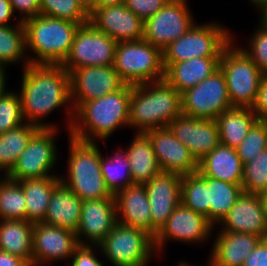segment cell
I'll return each instance as SVG.
<instances>
[{
	"label": "cell",
	"mask_w": 267,
	"mask_h": 266,
	"mask_svg": "<svg viewBox=\"0 0 267 266\" xmlns=\"http://www.w3.org/2000/svg\"><path fill=\"white\" fill-rule=\"evenodd\" d=\"M21 92L25 121L41 128L57 129L41 119L71 102L70 74L60 64H29L23 67Z\"/></svg>",
	"instance_id": "cell-1"
},
{
	"label": "cell",
	"mask_w": 267,
	"mask_h": 266,
	"mask_svg": "<svg viewBox=\"0 0 267 266\" xmlns=\"http://www.w3.org/2000/svg\"><path fill=\"white\" fill-rule=\"evenodd\" d=\"M131 85L120 90L82 103L74 111L69 135L75 139L95 142L107 139L117 128L129 127V101ZM97 137V138H96Z\"/></svg>",
	"instance_id": "cell-2"
},
{
	"label": "cell",
	"mask_w": 267,
	"mask_h": 266,
	"mask_svg": "<svg viewBox=\"0 0 267 266\" xmlns=\"http://www.w3.org/2000/svg\"><path fill=\"white\" fill-rule=\"evenodd\" d=\"M23 25L26 49H30L37 56V59H24L27 67L29 64H61L82 24L40 14L24 20Z\"/></svg>",
	"instance_id": "cell-3"
},
{
	"label": "cell",
	"mask_w": 267,
	"mask_h": 266,
	"mask_svg": "<svg viewBox=\"0 0 267 266\" xmlns=\"http://www.w3.org/2000/svg\"><path fill=\"white\" fill-rule=\"evenodd\" d=\"M69 138L68 180L60 176L61 182L82 201L111 198L113 195L106 188L101 172L97 144Z\"/></svg>",
	"instance_id": "cell-4"
},
{
	"label": "cell",
	"mask_w": 267,
	"mask_h": 266,
	"mask_svg": "<svg viewBox=\"0 0 267 266\" xmlns=\"http://www.w3.org/2000/svg\"><path fill=\"white\" fill-rule=\"evenodd\" d=\"M113 66L130 85L157 82L165 75L163 51L144 39L118 42Z\"/></svg>",
	"instance_id": "cell-5"
},
{
	"label": "cell",
	"mask_w": 267,
	"mask_h": 266,
	"mask_svg": "<svg viewBox=\"0 0 267 266\" xmlns=\"http://www.w3.org/2000/svg\"><path fill=\"white\" fill-rule=\"evenodd\" d=\"M220 25L213 22L194 24L183 36L172 41L163 50L164 68L194 57H221L233 37L229 30Z\"/></svg>",
	"instance_id": "cell-6"
},
{
	"label": "cell",
	"mask_w": 267,
	"mask_h": 266,
	"mask_svg": "<svg viewBox=\"0 0 267 266\" xmlns=\"http://www.w3.org/2000/svg\"><path fill=\"white\" fill-rule=\"evenodd\" d=\"M231 42L220 58L219 68L226 79L233 107L252 108L256 102L259 85L264 75L240 47Z\"/></svg>",
	"instance_id": "cell-7"
},
{
	"label": "cell",
	"mask_w": 267,
	"mask_h": 266,
	"mask_svg": "<svg viewBox=\"0 0 267 266\" xmlns=\"http://www.w3.org/2000/svg\"><path fill=\"white\" fill-rule=\"evenodd\" d=\"M114 266H147L155 252L154 238L146 231L117 223L98 245ZM148 262V263H147Z\"/></svg>",
	"instance_id": "cell-8"
},
{
	"label": "cell",
	"mask_w": 267,
	"mask_h": 266,
	"mask_svg": "<svg viewBox=\"0 0 267 266\" xmlns=\"http://www.w3.org/2000/svg\"><path fill=\"white\" fill-rule=\"evenodd\" d=\"M117 43L87 22L79 26L72 47L60 65L69 74L79 67L113 65Z\"/></svg>",
	"instance_id": "cell-9"
},
{
	"label": "cell",
	"mask_w": 267,
	"mask_h": 266,
	"mask_svg": "<svg viewBox=\"0 0 267 266\" xmlns=\"http://www.w3.org/2000/svg\"><path fill=\"white\" fill-rule=\"evenodd\" d=\"M181 102L182 114L198 119L215 120L223 111L233 108L226 79L220 68L183 92Z\"/></svg>",
	"instance_id": "cell-10"
},
{
	"label": "cell",
	"mask_w": 267,
	"mask_h": 266,
	"mask_svg": "<svg viewBox=\"0 0 267 266\" xmlns=\"http://www.w3.org/2000/svg\"><path fill=\"white\" fill-rule=\"evenodd\" d=\"M126 83L121 79L113 65L79 67L70 73L71 102L68 109L69 131L74 111L84 102L103 97L120 90ZM72 106V107H71Z\"/></svg>",
	"instance_id": "cell-11"
},
{
	"label": "cell",
	"mask_w": 267,
	"mask_h": 266,
	"mask_svg": "<svg viewBox=\"0 0 267 266\" xmlns=\"http://www.w3.org/2000/svg\"><path fill=\"white\" fill-rule=\"evenodd\" d=\"M58 129L41 128L28 142L20 154L15 166L6 175L12 181L24 179L52 177L50 171L57 161L55 135Z\"/></svg>",
	"instance_id": "cell-12"
},
{
	"label": "cell",
	"mask_w": 267,
	"mask_h": 266,
	"mask_svg": "<svg viewBox=\"0 0 267 266\" xmlns=\"http://www.w3.org/2000/svg\"><path fill=\"white\" fill-rule=\"evenodd\" d=\"M187 0H170L155 15L144 21L143 39L164 50L183 36L195 23L187 8Z\"/></svg>",
	"instance_id": "cell-13"
},
{
	"label": "cell",
	"mask_w": 267,
	"mask_h": 266,
	"mask_svg": "<svg viewBox=\"0 0 267 266\" xmlns=\"http://www.w3.org/2000/svg\"><path fill=\"white\" fill-rule=\"evenodd\" d=\"M182 175L160 172L152 180L144 183L152 218L154 238L181 203Z\"/></svg>",
	"instance_id": "cell-14"
},
{
	"label": "cell",
	"mask_w": 267,
	"mask_h": 266,
	"mask_svg": "<svg viewBox=\"0 0 267 266\" xmlns=\"http://www.w3.org/2000/svg\"><path fill=\"white\" fill-rule=\"evenodd\" d=\"M214 227L205 216L180 203L154 237L155 251L163 249L164 243L170 238L188 243L202 242L209 237Z\"/></svg>",
	"instance_id": "cell-15"
},
{
	"label": "cell",
	"mask_w": 267,
	"mask_h": 266,
	"mask_svg": "<svg viewBox=\"0 0 267 266\" xmlns=\"http://www.w3.org/2000/svg\"><path fill=\"white\" fill-rule=\"evenodd\" d=\"M152 142L161 172L188 175L198 171V161L188 148L177 140L168 127L145 132Z\"/></svg>",
	"instance_id": "cell-16"
},
{
	"label": "cell",
	"mask_w": 267,
	"mask_h": 266,
	"mask_svg": "<svg viewBox=\"0 0 267 266\" xmlns=\"http://www.w3.org/2000/svg\"><path fill=\"white\" fill-rule=\"evenodd\" d=\"M167 127L198 162L220 144V135L215 120L198 119L181 114Z\"/></svg>",
	"instance_id": "cell-17"
},
{
	"label": "cell",
	"mask_w": 267,
	"mask_h": 266,
	"mask_svg": "<svg viewBox=\"0 0 267 266\" xmlns=\"http://www.w3.org/2000/svg\"><path fill=\"white\" fill-rule=\"evenodd\" d=\"M78 246L76 232L43 222L34 223L32 264L35 266L45 265L52 260L68 259Z\"/></svg>",
	"instance_id": "cell-18"
},
{
	"label": "cell",
	"mask_w": 267,
	"mask_h": 266,
	"mask_svg": "<svg viewBox=\"0 0 267 266\" xmlns=\"http://www.w3.org/2000/svg\"><path fill=\"white\" fill-rule=\"evenodd\" d=\"M117 223L114 195L111 198L82 201L81 218L76 231L79 245L92 244L97 247ZM82 235L87 241L83 240Z\"/></svg>",
	"instance_id": "cell-19"
},
{
	"label": "cell",
	"mask_w": 267,
	"mask_h": 266,
	"mask_svg": "<svg viewBox=\"0 0 267 266\" xmlns=\"http://www.w3.org/2000/svg\"><path fill=\"white\" fill-rule=\"evenodd\" d=\"M220 223V232L248 233L267 238V208L259 194L242 192Z\"/></svg>",
	"instance_id": "cell-20"
},
{
	"label": "cell",
	"mask_w": 267,
	"mask_h": 266,
	"mask_svg": "<svg viewBox=\"0 0 267 266\" xmlns=\"http://www.w3.org/2000/svg\"><path fill=\"white\" fill-rule=\"evenodd\" d=\"M89 22L117 42L143 39L144 21L125 4L92 8Z\"/></svg>",
	"instance_id": "cell-21"
},
{
	"label": "cell",
	"mask_w": 267,
	"mask_h": 266,
	"mask_svg": "<svg viewBox=\"0 0 267 266\" xmlns=\"http://www.w3.org/2000/svg\"><path fill=\"white\" fill-rule=\"evenodd\" d=\"M118 223L146 231L152 236V218L143 184H133L115 195Z\"/></svg>",
	"instance_id": "cell-22"
},
{
	"label": "cell",
	"mask_w": 267,
	"mask_h": 266,
	"mask_svg": "<svg viewBox=\"0 0 267 266\" xmlns=\"http://www.w3.org/2000/svg\"><path fill=\"white\" fill-rule=\"evenodd\" d=\"M263 238L236 232H220L215 238L211 266H243L244 261Z\"/></svg>",
	"instance_id": "cell-23"
},
{
	"label": "cell",
	"mask_w": 267,
	"mask_h": 266,
	"mask_svg": "<svg viewBox=\"0 0 267 266\" xmlns=\"http://www.w3.org/2000/svg\"><path fill=\"white\" fill-rule=\"evenodd\" d=\"M221 57H194L172 63L165 69L164 80L180 94L193 88L219 69Z\"/></svg>",
	"instance_id": "cell-24"
},
{
	"label": "cell",
	"mask_w": 267,
	"mask_h": 266,
	"mask_svg": "<svg viewBox=\"0 0 267 266\" xmlns=\"http://www.w3.org/2000/svg\"><path fill=\"white\" fill-rule=\"evenodd\" d=\"M243 168L237 150L223 144H219L198 162V171L203 176L231 184L242 185Z\"/></svg>",
	"instance_id": "cell-25"
},
{
	"label": "cell",
	"mask_w": 267,
	"mask_h": 266,
	"mask_svg": "<svg viewBox=\"0 0 267 266\" xmlns=\"http://www.w3.org/2000/svg\"><path fill=\"white\" fill-rule=\"evenodd\" d=\"M82 200L60 182L54 189L44 224L76 232L81 218Z\"/></svg>",
	"instance_id": "cell-26"
},
{
	"label": "cell",
	"mask_w": 267,
	"mask_h": 266,
	"mask_svg": "<svg viewBox=\"0 0 267 266\" xmlns=\"http://www.w3.org/2000/svg\"><path fill=\"white\" fill-rule=\"evenodd\" d=\"M129 126L137 127V133L157 129L155 82L131 85Z\"/></svg>",
	"instance_id": "cell-27"
},
{
	"label": "cell",
	"mask_w": 267,
	"mask_h": 266,
	"mask_svg": "<svg viewBox=\"0 0 267 266\" xmlns=\"http://www.w3.org/2000/svg\"><path fill=\"white\" fill-rule=\"evenodd\" d=\"M126 149L133 184H144L161 172L152 142L145 133H136Z\"/></svg>",
	"instance_id": "cell-28"
},
{
	"label": "cell",
	"mask_w": 267,
	"mask_h": 266,
	"mask_svg": "<svg viewBox=\"0 0 267 266\" xmlns=\"http://www.w3.org/2000/svg\"><path fill=\"white\" fill-rule=\"evenodd\" d=\"M34 223L26 220H0V250L32 263Z\"/></svg>",
	"instance_id": "cell-29"
},
{
	"label": "cell",
	"mask_w": 267,
	"mask_h": 266,
	"mask_svg": "<svg viewBox=\"0 0 267 266\" xmlns=\"http://www.w3.org/2000/svg\"><path fill=\"white\" fill-rule=\"evenodd\" d=\"M60 182V176L19 181L26 200V221L37 223L44 220L51 195Z\"/></svg>",
	"instance_id": "cell-30"
},
{
	"label": "cell",
	"mask_w": 267,
	"mask_h": 266,
	"mask_svg": "<svg viewBox=\"0 0 267 266\" xmlns=\"http://www.w3.org/2000/svg\"><path fill=\"white\" fill-rule=\"evenodd\" d=\"M215 121L220 135V144L236 149L258 118L252 108L233 107L223 111Z\"/></svg>",
	"instance_id": "cell-31"
},
{
	"label": "cell",
	"mask_w": 267,
	"mask_h": 266,
	"mask_svg": "<svg viewBox=\"0 0 267 266\" xmlns=\"http://www.w3.org/2000/svg\"><path fill=\"white\" fill-rule=\"evenodd\" d=\"M208 187V221L220 224L221 220L235 205L242 194V185L231 184L212 177H207Z\"/></svg>",
	"instance_id": "cell-32"
},
{
	"label": "cell",
	"mask_w": 267,
	"mask_h": 266,
	"mask_svg": "<svg viewBox=\"0 0 267 266\" xmlns=\"http://www.w3.org/2000/svg\"><path fill=\"white\" fill-rule=\"evenodd\" d=\"M39 129L38 126L26 122L0 134V169L4 171V176L15 166L20 154Z\"/></svg>",
	"instance_id": "cell-33"
},
{
	"label": "cell",
	"mask_w": 267,
	"mask_h": 266,
	"mask_svg": "<svg viewBox=\"0 0 267 266\" xmlns=\"http://www.w3.org/2000/svg\"><path fill=\"white\" fill-rule=\"evenodd\" d=\"M100 165L106 188L112 195L133 185L131 167L125 150L115 151L114 156L106 160L100 152Z\"/></svg>",
	"instance_id": "cell-34"
},
{
	"label": "cell",
	"mask_w": 267,
	"mask_h": 266,
	"mask_svg": "<svg viewBox=\"0 0 267 266\" xmlns=\"http://www.w3.org/2000/svg\"><path fill=\"white\" fill-rule=\"evenodd\" d=\"M181 204L208 219L207 176L199 171L184 175L181 180Z\"/></svg>",
	"instance_id": "cell-35"
},
{
	"label": "cell",
	"mask_w": 267,
	"mask_h": 266,
	"mask_svg": "<svg viewBox=\"0 0 267 266\" xmlns=\"http://www.w3.org/2000/svg\"><path fill=\"white\" fill-rule=\"evenodd\" d=\"M16 26V27H15ZM25 29L22 21L16 25L0 26V68L23 60L26 55Z\"/></svg>",
	"instance_id": "cell-36"
},
{
	"label": "cell",
	"mask_w": 267,
	"mask_h": 266,
	"mask_svg": "<svg viewBox=\"0 0 267 266\" xmlns=\"http://www.w3.org/2000/svg\"><path fill=\"white\" fill-rule=\"evenodd\" d=\"M157 128L167 127L182 114L181 94L164 79L155 82Z\"/></svg>",
	"instance_id": "cell-37"
},
{
	"label": "cell",
	"mask_w": 267,
	"mask_h": 266,
	"mask_svg": "<svg viewBox=\"0 0 267 266\" xmlns=\"http://www.w3.org/2000/svg\"><path fill=\"white\" fill-rule=\"evenodd\" d=\"M0 219L26 220V200L22 186L6 176L0 182Z\"/></svg>",
	"instance_id": "cell-38"
},
{
	"label": "cell",
	"mask_w": 267,
	"mask_h": 266,
	"mask_svg": "<svg viewBox=\"0 0 267 266\" xmlns=\"http://www.w3.org/2000/svg\"><path fill=\"white\" fill-rule=\"evenodd\" d=\"M40 14L78 24L89 22V13L76 0H40Z\"/></svg>",
	"instance_id": "cell-39"
},
{
	"label": "cell",
	"mask_w": 267,
	"mask_h": 266,
	"mask_svg": "<svg viewBox=\"0 0 267 266\" xmlns=\"http://www.w3.org/2000/svg\"><path fill=\"white\" fill-rule=\"evenodd\" d=\"M267 188V148L244 164L242 190L260 194Z\"/></svg>",
	"instance_id": "cell-40"
},
{
	"label": "cell",
	"mask_w": 267,
	"mask_h": 266,
	"mask_svg": "<svg viewBox=\"0 0 267 266\" xmlns=\"http://www.w3.org/2000/svg\"><path fill=\"white\" fill-rule=\"evenodd\" d=\"M267 148V121L258 120L249 130L244 140L236 148L243 164Z\"/></svg>",
	"instance_id": "cell-41"
},
{
	"label": "cell",
	"mask_w": 267,
	"mask_h": 266,
	"mask_svg": "<svg viewBox=\"0 0 267 266\" xmlns=\"http://www.w3.org/2000/svg\"><path fill=\"white\" fill-rule=\"evenodd\" d=\"M26 123L19 94L6 92L0 98V134Z\"/></svg>",
	"instance_id": "cell-42"
},
{
	"label": "cell",
	"mask_w": 267,
	"mask_h": 266,
	"mask_svg": "<svg viewBox=\"0 0 267 266\" xmlns=\"http://www.w3.org/2000/svg\"><path fill=\"white\" fill-rule=\"evenodd\" d=\"M257 32L250 37V49H242L247 56L256 64L258 69L267 74V30L261 25Z\"/></svg>",
	"instance_id": "cell-43"
},
{
	"label": "cell",
	"mask_w": 267,
	"mask_h": 266,
	"mask_svg": "<svg viewBox=\"0 0 267 266\" xmlns=\"http://www.w3.org/2000/svg\"><path fill=\"white\" fill-rule=\"evenodd\" d=\"M170 0H125V6L143 21L155 15Z\"/></svg>",
	"instance_id": "cell-44"
},
{
	"label": "cell",
	"mask_w": 267,
	"mask_h": 266,
	"mask_svg": "<svg viewBox=\"0 0 267 266\" xmlns=\"http://www.w3.org/2000/svg\"><path fill=\"white\" fill-rule=\"evenodd\" d=\"M89 245H79L73 255L70 266H103L101 261L94 255L93 247Z\"/></svg>",
	"instance_id": "cell-45"
},
{
	"label": "cell",
	"mask_w": 267,
	"mask_h": 266,
	"mask_svg": "<svg viewBox=\"0 0 267 266\" xmlns=\"http://www.w3.org/2000/svg\"><path fill=\"white\" fill-rule=\"evenodd\" d=\"M252 110L258 120L267 121V74L262 76L257 99Z\"/></svg>",
	"instance_id": "cell-46"
},
{
	"label": "cell",
	"mask_w": 267,
	"mask_h": 266,
	"mask_svg": "<svg viewBox=\"0 0 267 266\" xmlns=\"http://www.w3.org/2000/svg\"><path fill=\"white\" fill-rule=\"evenodd\" d=\"M13 12L19 11L22 13L20 21L40 15V0H9Z\"/></svg>",
	"instance_id": "cell-47"
},
{
	"label": "cell",
	"mask_w": 267,
	"mask_h": 266,
	"mask_svg": "<svg viewBox=\"0 0 267 266\" xmlns=\"http://www.w3.org/2000/svg\"><path fill=\"white\" fill-rule=\"evenodd\" d=\"M243 266H267V238L258 243L244 261Z\"/></svg>",
	"instance_id": "cell-48"
},
{
	"label": "cell",
	"mask_w": 267,
	"mask_h": 266,
	"mask_svg": "<svg viewBox=\"0 0 267 266\" xmlns=\"http://www.w3.org/2000/svg\"><path fill=\"white\" fill-rule=\"evenodd\" d=\"M28 263L15 255L0 250V266H27Z\"/></svg>",
	"instance_id": "cell-49"
},
{
	"label": "cell",
	"mask_w": 267,
	"mask_h": 266,
	"mask_svg": "<svg viewBox=\"0 0 267 266\" xmlns=\"http://www.w3.org/2000/svg\"><path fill=\"white\" fill-rule=\"evenodd\" d=\"M13 9L9 0H0V26L9 25L12 20Z\"/></svg>",
	"instance_id": "cell-50"
},
{
	"label": "cell",
	"mask_w": 267,
	"mask_h": 266,
	"mask_svg": "<svg viewBox=\"0 0 267 266\" xmlns=\"http://www.w3.org/2000/svg\"><path fill=\"white\" fill-rule=\"evenodd\" d=\"M125 0H93L92 8H102L106 6H114L124 4Z\"/></svg>",
	"instance_id": "cell-51"
},
{
	"label": "cell",
	"mask_w": 267,
	"mask_h": 266,
	"mask_svg": "<svg viewBox=\"0 0 267 266\" xmlns=\"http://www.w3.org/2000/svg\"><path fill=\"white\" fill-rule=\"evenodd\" d=\"M6 75L5 70L3 68H0V98L7 92L5 89V81H6Z\"/></svg>",
	"instance_id": "cell-52"
},
{
	"label": "cell",
	"mask_w": 267,
	"mask_h": 266,
	"mask_svg": "<svg viewBox=\"0 0 267 266\" xmlns=\"http://www.w3.org/2000/svg\"><path fill=\"white\" fill-rule=\"evenodd\" d=\"M88 13L92 11L93 0H76Z\"/></svg>",
	"instance_id": "cell-53"
},
{
	"label": "cell",
	"mask_w": 267,
	"mask_h": 266,
	"mask_svg": "<svg viewBox=\"0 0 267 266\" xmlns=\"http://www.w3.org/2000/svg\"><path fill=\"white\" fill-rule=\"evenodd\" d=\"M261 19L259 25L267 30V7L261 11Z\"/></svg>",
	"instance_id": "cell-54"
},
{
	"label": "cell",
	"mask_w": 267,
	"mask_h": 266,
	"mask_svg": "<svg viewBox=\"0 0 267 266\" xmlns=\"http://www.w3.org/2000/svg\"><path fill=\"white\" fill-rule=\"evenodd\" d=\"M260 12L267 7V0H250Z\"/></svg>",
	"instance_id": "cell-55"
},
{
	"label": "cell",
	"mask_w": 267,
	"mask_h": 266,
	"mask_svg": "<svg viewBox=\"0 0 267 266\" xmlns=\"http://www.w3.org/2000/svg\"><path fill=\"white\" fill-rule=\"evenodd\" d=\"M259 195H260L265 207L267 208V188L263 192H261Z\"/></svg>",
	"instance_id": "cell-56"
},
{
	"label": "cell",
	"mask_w": 267,
	"mask_h": 266,
	"mask_svg": "<svg viewBox=\"0 0 267 266\" xmlns=\"http://www.w3.org/2000/svg\"><path fill=\"white\" fill-rule=\"evenodd\" d=\"M178 266H190V264H188L187 262L183 261V262H179ZM208 266H210V263H209Z\"/></svg>",
	"instance_id": "cell-57"
}]
</instances>
